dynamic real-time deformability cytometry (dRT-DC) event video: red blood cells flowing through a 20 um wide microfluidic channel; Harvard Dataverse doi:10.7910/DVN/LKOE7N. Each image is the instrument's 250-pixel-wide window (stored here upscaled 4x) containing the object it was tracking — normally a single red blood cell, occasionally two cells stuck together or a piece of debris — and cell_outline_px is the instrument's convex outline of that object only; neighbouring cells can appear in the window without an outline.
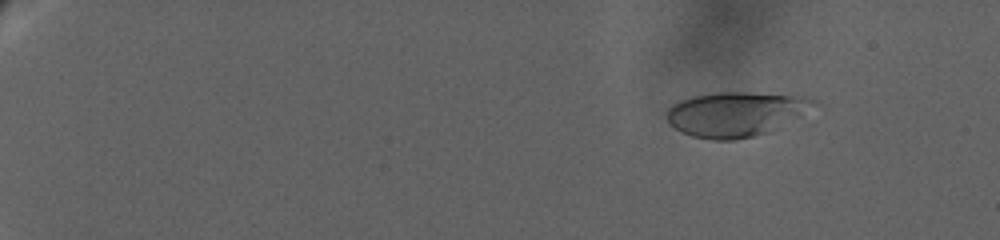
{"species": "human", "species_latin": "Homo sapiens", "temperature_condition": "warm", "stored_images_in_passage": 79, "camera_frame_rate_fps": 3000, "um_per_image_px": 0.085, "donor": {"sex": "female"}, "frame": {"image": 1, "passage_image": 12, "time_ms": 3.667, "image_size_px": [1000, 240], "cell_outline_px": [[820, 104], [800, 116], [768, 132], [736, 140], [712, 140], [692, 136], [676, 128], [668, 120], [664, 112], [672, 104], [680, 100], [692, 96], [716, 92], [748, 92], [808, 96], [820, 100]], "centroid_in_image_um": [62.59, 9.67], "position_along_channel_um": 22.4, "area_um2": 38.55}}
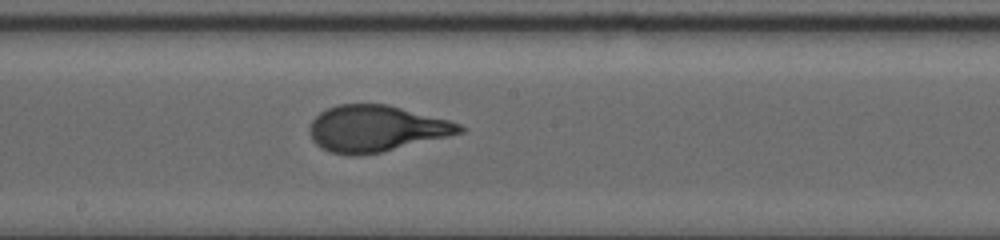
{"frame": {"image": 2, "passage_image": 51, "time_ms": 16.667, "image_size_px": [1000, 240], "cell_outline_px": [[468, 128], [464, 132], [448, 136], [380, 152], [360, 156], [348, 156], [332, 152], [320, 148], [312, 140], [308, 132], [308, 128], [312, 120], [320, 112], [336, 104], [388, 104], [448, 120], [460, 124]], "centroid_in_image_um": [31.93, 10.93], "position_along_channel_um": 216.3, "area_um2": 40.58}}
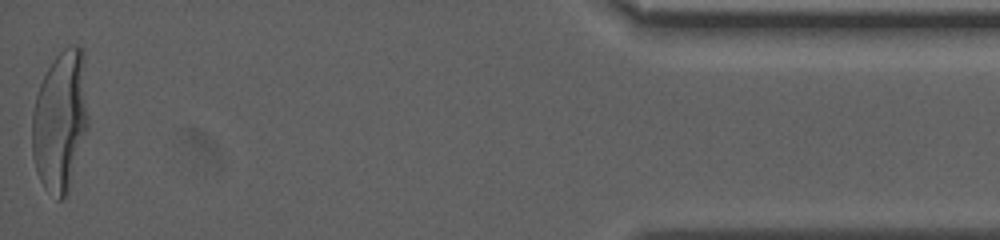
{"frame": {"image": 3, "passage_image": 79, "time_ms": 26.667, "image_size_px": [1000, 240], "cell_outline_px": [[88, 128], [68, 192], [60, 200], [56, 200], [44, 188], [36, 172], [32, 156], [32, 112], [36, 96], [40, 84], [52, 60], [68, 44], [76, 44], [84, 48], [88, 116]], "centroid_in_image_um": [5.13, 10.26], "position_along_channel_um": 430.1, "area_um2": 46.76}, "authors_computed_cell_mechanics": {"area_um2": 39.7664, "velocity_mm_per_s": 2.783, "shape_relaxation_time_tau1_ms": 7.1576, "shape_relaxation_time_tau2_ms": null, "deformation_change_tau1": 0.2642, "deformation_change_tau2": null}}